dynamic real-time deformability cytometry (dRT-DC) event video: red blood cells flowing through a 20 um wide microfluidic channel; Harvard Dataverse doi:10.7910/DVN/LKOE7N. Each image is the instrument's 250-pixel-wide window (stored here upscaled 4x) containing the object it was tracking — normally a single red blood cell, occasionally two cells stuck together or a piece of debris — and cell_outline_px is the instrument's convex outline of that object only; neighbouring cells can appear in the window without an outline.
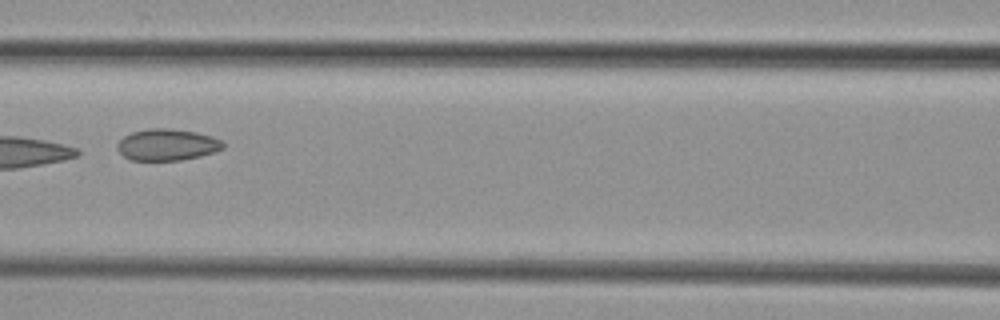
{"species": "common noctule bat (a hibernating species)", "species_latin": "Nyctalus noctula", "temperature_condition": "cold", "stored_images_in_passage": 5, "camera_frame_rate_fps": 3000, "um_per_image_px": 0.085, "animal": {"sex": "female", "body_mass_g": 29.2, "forearm_length_mm": 56.3}, "frame": {"image": 1, "passage_image": 3, "time_ms": 2.333, "image_size_px": [1000, 320], "cell_outline_px": [[224, 148], [216, 152], [200, 156], [180, 160], [128, 160], [116, 148], [116, 144], [124, 136], [132, 132], [148, 128], [168, 128], [196, 132], [212, 136], [220, 140], [224, 144]], "centroid_in_image_um": [14.2, 12.3], "position_along_channel_um": 152.4, "area_um2": 19.54}}
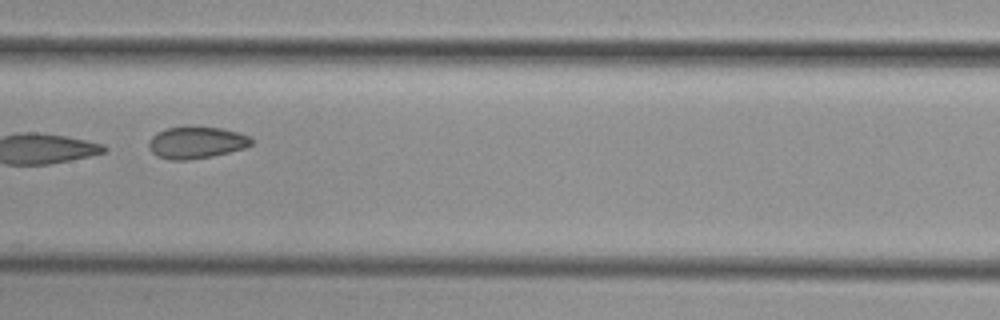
{"frame": {"image": 2, "passage_image": 4, "time_ms": 3.333, "image_size_px": [1000, 320], "cell_outline_px": [[252, 144], [244, 148], [212, 156], [188, 160], [168, 160], [156, 156], [148, 148], [148, 140], [156, 132], [164, 128], [220, 128], [236, 132], [248, 136], [252, 140]], "centroid_in_image_um": [16.62, 12.14], "position_along_channel_um": 190.8, "area_um2": 18.79}}
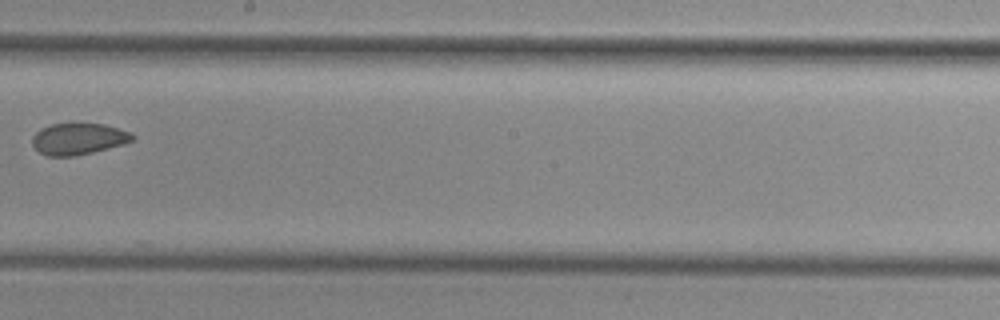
{"frame": {"image": 3, "passage_image": 5, "time_ms": 4.667, "image_size_px": [1000, 320], "cell_outline_px": [[136, 140], [124, 144], [76, 156], [48, 156], [40, 152], [32, 144], [32, 136], [40, 128], [52, 124], [72, 120], [104, 124], [132, 132], [136, 136]], "centroid_in_image_um": [6.69, 11.75], "position_along_channel_um": 241.5, "area_um2": 19.19}}